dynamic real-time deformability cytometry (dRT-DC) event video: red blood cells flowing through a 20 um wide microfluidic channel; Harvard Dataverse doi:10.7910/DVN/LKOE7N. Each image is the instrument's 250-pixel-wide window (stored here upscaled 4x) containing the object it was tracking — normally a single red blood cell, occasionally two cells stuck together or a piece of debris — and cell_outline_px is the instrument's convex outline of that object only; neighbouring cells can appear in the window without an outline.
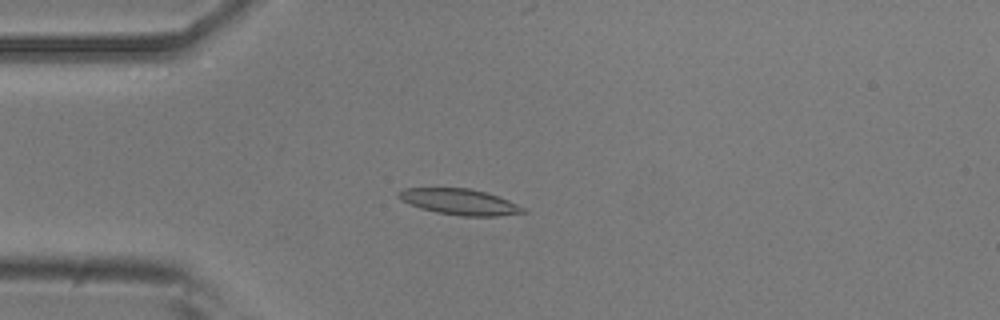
{"species": "common noctule bat (a hibernating species)", "species_latin": "Nyctalus noctula", "temperature_condition": "room temperature", "stored_images_in_passage": 50, "camera_frame_rate_fps": 3000, "um_per_image_px": 0.085, "animal": {"sex": "male", "body_mass_g": 20.5, "forearm_length_mm": 52.5}, "frame": {"image": 1, "passage_image": 12, "time_ms": 3.667, "image_size_px": [1000, 320], "cell_outline_px": [[528, 212], [496, 216], [460, 216], [436, 212], [420, 208], [400, 200], [396, 196], [396, 192], [404, 188], [468, 188], [484, 192], [508, 200], [524, 208]], "centroid_in_image_um": [39.01, 17.15], "position_along_channel_um": 46.0, "area_um2": 18.73}}
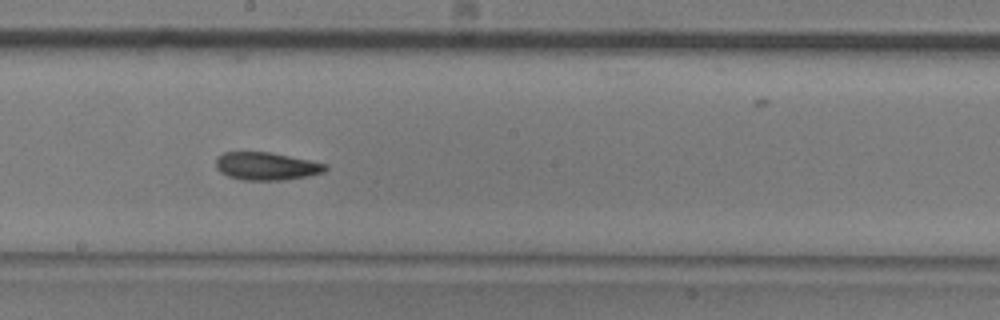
{"frame": {"image": 2, "passage_image": 27, "time_ms": 8.667, "image_size_px": [1000, 320], "cell_outline_px": [[328, 168], [324, 172], [308, 176], [284, 180], [240, 180], [228, 176], [220, 172], [216, 168], [216, 156], [224, 152], [272, 152], [328, 164]], "centroid_in_image_um": [22.64, 14.12], "position_along_channel_um": 225.6, "area_um2": 17.98}}
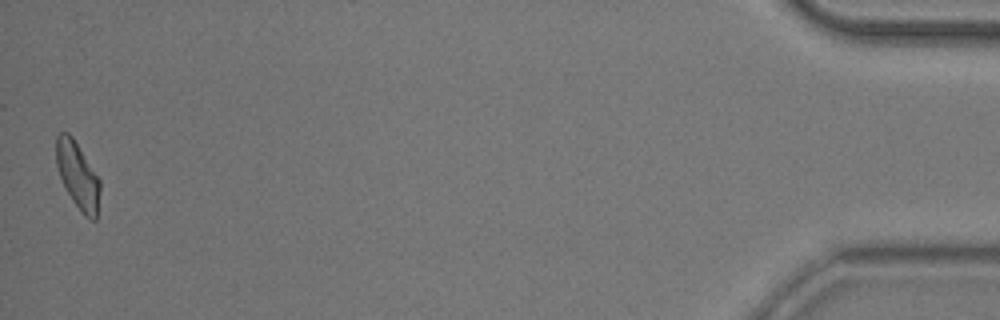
{"frame": {"image": 3, "passage_image": 50, "time_ms": 16.333, "image_size_px": [1000, 320], "cell_outline_px": [[100, 188], [96, 220], [92, 220], [84, 216], [80, 212], [72, 200], [60, 176], [56, 164], [56, 136], [60, 132], [68, 132], [72, 136], [100, 180]], "centroid_in_image_um": [6.6, 14.92], "position_along_channel_um": 428.6, "area_um2": 16.82}, "authors_computed_cell_mechanics": {"area_um2": 17.9758, "velocity_mm_per_s": 3.8844, "shape_relaxation_time_tau1_ms": 6.1424, "shape_relaxation_time_tau2_ms": 4.0699, "deformation_change_tau1": 0.1552, "deformation_change_tau2": 0.1212}}